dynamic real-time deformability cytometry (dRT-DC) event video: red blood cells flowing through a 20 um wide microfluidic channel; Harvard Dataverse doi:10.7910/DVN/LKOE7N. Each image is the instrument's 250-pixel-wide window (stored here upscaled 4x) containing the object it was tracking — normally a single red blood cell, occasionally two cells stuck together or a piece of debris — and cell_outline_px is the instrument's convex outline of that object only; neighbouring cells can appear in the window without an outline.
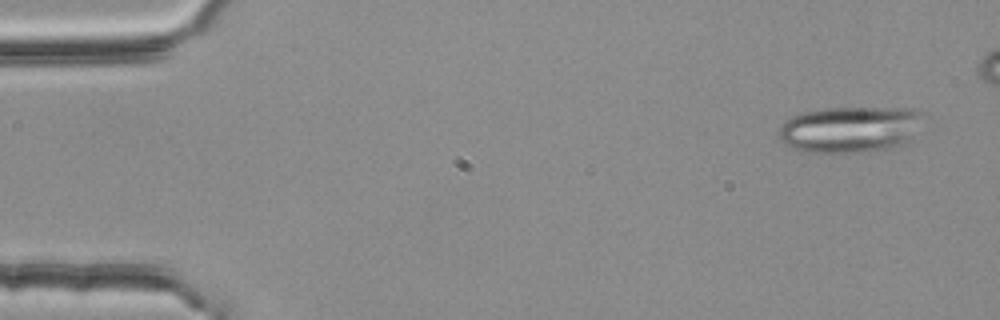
{"species": "common noctule bat (a hibernating species)", "species_latin": "Nyctalus noctula", "temperature_condition": "room temperature", "stored_images_in_passage": 3, "camera_frame_rate_fps": 3000, "um_per_image_px": 0.085, "animal": {"sex": "female", "body_mass_g": 25.1}, "frame": {"image": 1, "passage_image": 1, "time_ms": 0.0, "image_size_px": [1000, 320], "cell_outline_px": [[924, 112], [908, 144], [900, 148], [868, 152], [808, 152], [792, 148], [784, 144], [780, 140], [780, 128], [784, 120], [792, 116], [804, 112], [824, 108], [912, 108]], "centroid_in_image_um": [72.28, 11.01], "position_along_channel_um": 12.7, "area_um2": 39.3}}